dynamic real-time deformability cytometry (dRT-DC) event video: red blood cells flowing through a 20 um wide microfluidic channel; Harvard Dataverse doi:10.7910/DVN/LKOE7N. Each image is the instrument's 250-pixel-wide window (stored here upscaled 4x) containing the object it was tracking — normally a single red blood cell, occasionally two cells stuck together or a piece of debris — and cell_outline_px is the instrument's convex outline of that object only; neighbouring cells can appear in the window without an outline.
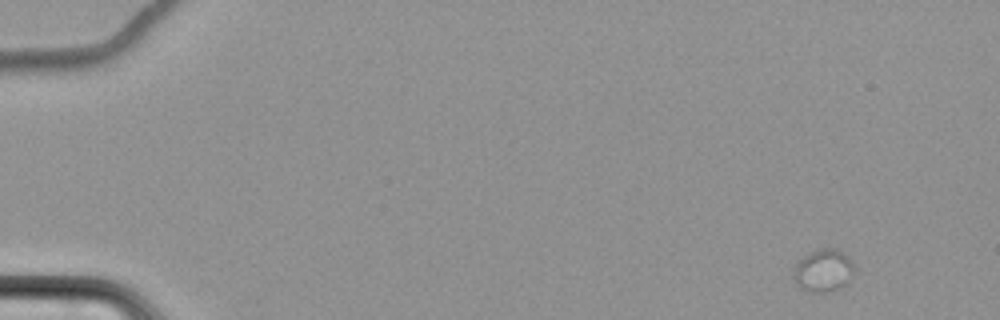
{"species": "common noctule bat (a hibernating species)", "species_latin": "Nyctalus noctula", "temperature_condition": "cold", "stored_images_in_passage": 6, "camera_frame_rate_fps": 3000, "um_per_image_px": 0.085, "animal": {"sex": "female", "body_mass_g": 22.7, "forearm_length_mm": 54.2}, "frame": {"image": 1, "passage_image": 1, "time_ms": 0.0, "image_size_px": [1000, 320], "cell_outline_px": [[856, 272], [844, 284], [836, 288], [824, 292], [804, 292], [792, 280], [792, 276], [796, 264], [804, 256], [820, 248], [836, 248], [848, 256], [856, 268]], "centroid_in_image_um": [69.97, 22.99], "position_along_channel_um": 15.0, "area_um2": 15.14}}